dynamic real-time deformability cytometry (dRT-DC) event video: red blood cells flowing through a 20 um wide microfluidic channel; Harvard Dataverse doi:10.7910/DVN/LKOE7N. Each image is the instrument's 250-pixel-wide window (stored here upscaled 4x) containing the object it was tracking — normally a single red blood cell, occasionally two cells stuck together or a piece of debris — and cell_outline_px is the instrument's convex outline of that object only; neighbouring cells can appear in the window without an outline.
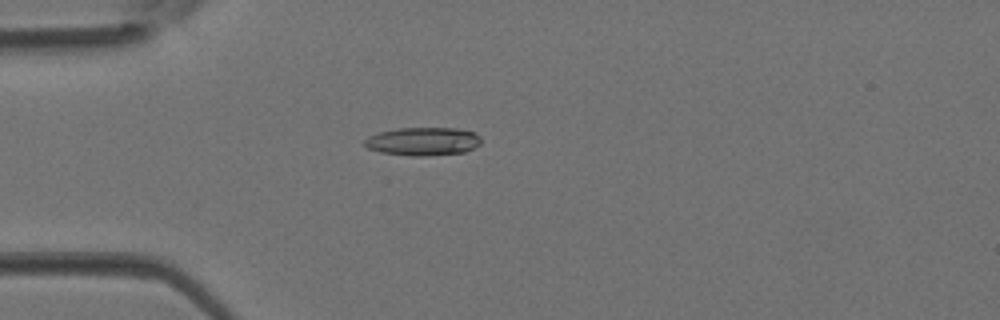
{"species": "Egyptian fruit bat (a non-hibernating species)", "species_latin": "Rousettus aegyptiacus", "temperature_condition": "room temperature", "stored_images_in_passage": 4, "camera_frame_rate_fps": 3000, "um_per_image_px": 0.085, "animal": {"sex": "female"}, "frame": {"image": 1, "passage_image": 4, "time_ms": 1.0, "image_size_px": [1000, 320], "cell_outline_px": [[480, 144], [464, 152], [428, 156], [412, 156], [380, 152], [368, 148], [364, 144], [364, 140], [368, 136], [380, 132], [396, 128], [460, 128], [476, 132], [480, 136]], "centroid_in_image_um": [35.97, 12.01], "position_along_channel_um": 49.0, "area_um2": 19.31}}